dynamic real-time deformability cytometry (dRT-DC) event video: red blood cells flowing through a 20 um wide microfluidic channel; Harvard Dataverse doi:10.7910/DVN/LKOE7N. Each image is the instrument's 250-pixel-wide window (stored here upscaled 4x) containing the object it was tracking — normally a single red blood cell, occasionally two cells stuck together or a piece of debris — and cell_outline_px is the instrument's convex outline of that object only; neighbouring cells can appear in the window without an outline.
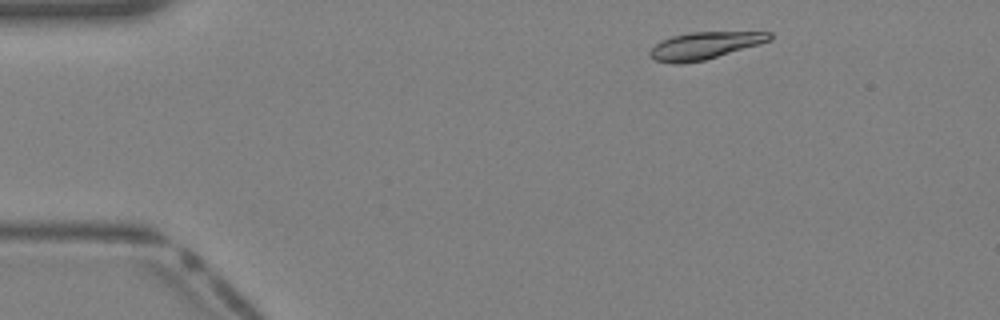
{"species": "Egyptian fruit bat (a non-hibernating species)", "species_latin": "Rousettus aegyptiacus", "temperature_condition": "warm", "stored_images_in_passage": 36, "camera_frame_rate_fps": 3000, "um_per_image_px": 0.085, "animal": {"sex": "female"}, "frame": {"image": 1, "passage_image": 3, "time_ms": 0.667, "image_size_px": [1000, 320], "cell_outline_px": [[772, 40], [760, 44], [704, 60], [680, 64], [676, 64], [656, 60], [648, 56], [648, 52], [660, 40], [672, 36], [688, 32], [772, 32]], "centroid_in_image_um": [59.88, 3.87], "position_along_channel_um": 25.1, "area_um2": 18.96}}
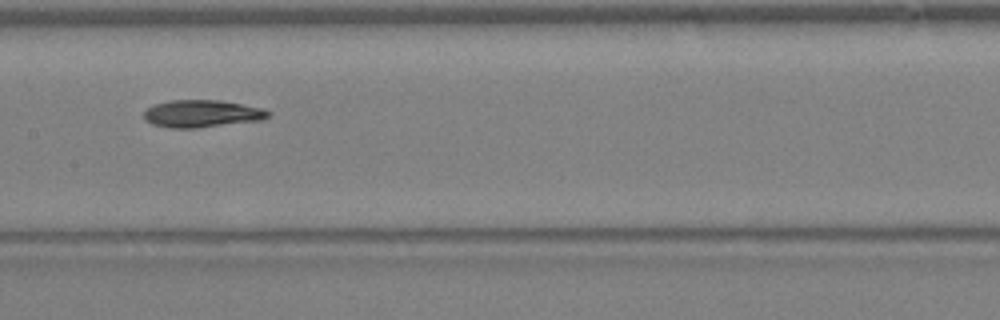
{"frame": {"image": 2, "passage_image": 17, "time_ms": 5.333, "image_size_px": [1000, 320], "cell_outline_px": [[272, 112], [268, 116], [260, 120], [196, 128], [168, 128], [152, 124], [144, 120], [144, 112], [148, 108], [156, 104], [172, 100], [220, 100], [264, 108]], "centroid_in_image_um": [17.16, 9.66], "position_along_channel_um": 190.2, "area_um2": 19.77}}
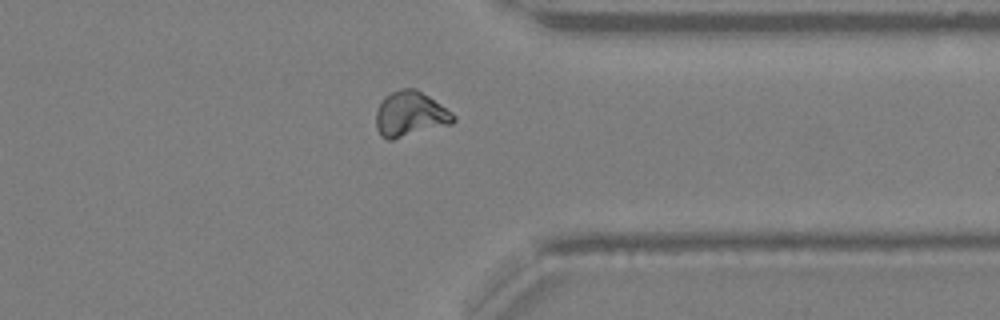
{"frame": {"image": 3, "passage_image": 28, "time_ms": 9.0, "image_size_px": [1000, 320], "cell_outline_px": [[456, 120], [452, 124], [392, 140], [388, 140], [380, 136], [376, 128], [376, 112], [384, 96], [400, 88], [416, 88], [452, 112], [456, 116]], "centroid_in_image_um": [34.86, 9.71], "position_along_channel_um": 376.5, "area_um2": 20.46}}